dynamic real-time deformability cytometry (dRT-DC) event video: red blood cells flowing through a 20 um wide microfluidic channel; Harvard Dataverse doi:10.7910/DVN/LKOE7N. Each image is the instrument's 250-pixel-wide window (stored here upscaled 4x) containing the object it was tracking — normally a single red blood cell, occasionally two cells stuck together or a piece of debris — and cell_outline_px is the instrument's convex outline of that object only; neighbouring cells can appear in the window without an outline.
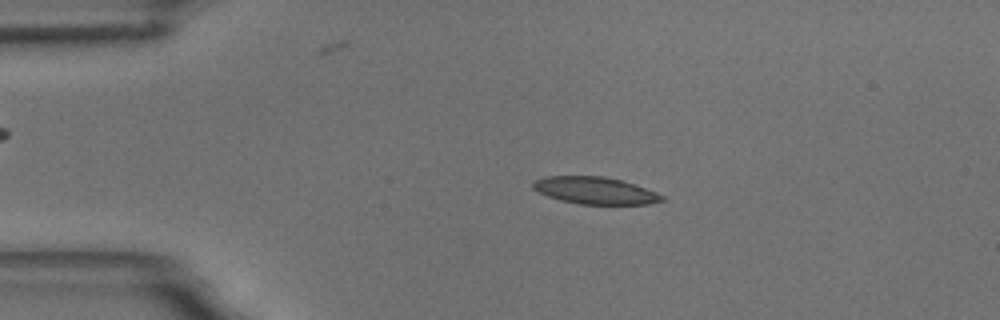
{"species": "common noctule bat (a hibernating species)", "species_latin": "Nyctalus noctula", "temperature_condition": "room temperature", "stored_images_in_passage": 29, "camera_frame_rate_fps": 3000, "um_per_image_px": 0.085, "animal": {"sex": "male", "body_mass_g": 18.8}, "frame": {"image": 1, "passage_image": 10, "time_ms": 3.0, "image_size_px": [1000, 320], "cell_outline_px": [[664, 200], [648, 204], [580, 204], [560, 200], [548, 196], [532, 188], [532, 180], [544, 176], [604, 176], [636, 184], [656, 192], [664, 196]], "centroid_in_image_um": [50.56, 16.18], "position_along_channel_um": 34.4, "area_um2": 20.4}}
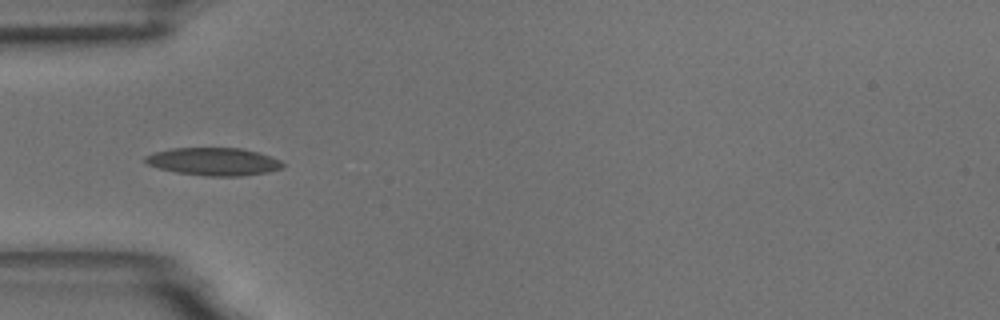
{"frame": {"image": 2, "passage_image": 16, "time_ms": 5.0, "image_size_px": [1000, 320], "cell_outline_px": [[284, 168], [268, 172], [240, 176], [204, 176], [176, 172], [160, 168], [148, 164], [144, 160], [144, 156], [152, 152], [172, 148], [240, 148], [256, 152], [280, 160], [284, 164]], "centroid_in_image_um": [18.14, 13.73], "position_along_channel_um": 66.9, "area_um2": 22.2}}
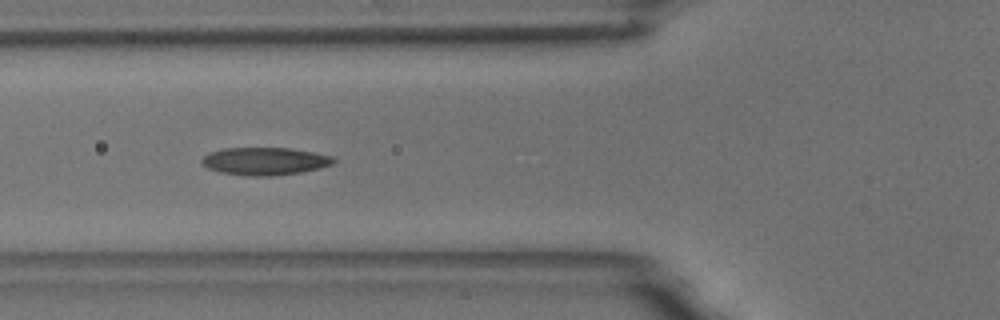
{"frame": {"image": 3, "passage_image": 19, "time_ms": 6.0, "image_size_px": [1000, 320], "cell_outline_px": [[336, 160], [332, 164], [320, 168], [300, 172], [272, 176], [248, 176], [220, 172], [208, 168], [200, 164], [200, 160], [208, 152], [224, 148], [292, 148], [332, 156]], "centroid_in_image_um": [22.47, 13.7], "position_along_channel_um": 103.3, "area_um2": 21.33}}